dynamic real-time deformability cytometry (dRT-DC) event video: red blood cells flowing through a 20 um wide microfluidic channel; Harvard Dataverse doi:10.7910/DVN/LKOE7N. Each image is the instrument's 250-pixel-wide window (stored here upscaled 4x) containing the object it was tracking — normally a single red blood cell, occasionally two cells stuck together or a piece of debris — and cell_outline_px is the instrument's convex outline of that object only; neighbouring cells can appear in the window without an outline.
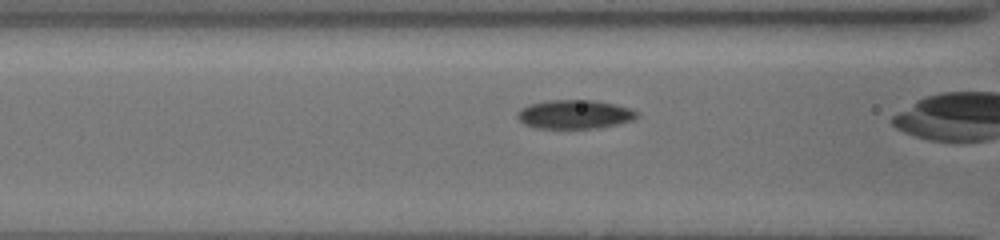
{"species": "common noctule bat (a hibernating species)", "species_latin": "Nyctalus noctula", "temperature_condition": "cold", "stored_images_in_passage": 17, "camera_frame_rate_fps": 3000, "um_per_image_px": 0.085, "animal": {"sex": "female", "body_mass_g": 19.5, "forearm_length_mm": 54.1}, "frame": {"image": 1, "passage_image": 15, "time_ms": 4.667, "image_size_px": [1000, 240], "cell_outline_px": [[640, 116], [632, 120], [616, 124], [596, 128], [536, 128], [524, 124], [516, 116], [520, 108], [528, 104], [548, 100], [596, 100], [616, 104], [632, 108], [640, 112]], "centroid_in_image_um": [48.87, 9.7], "position_along_channel_um": 117.7, "area_um2": 20.35}}